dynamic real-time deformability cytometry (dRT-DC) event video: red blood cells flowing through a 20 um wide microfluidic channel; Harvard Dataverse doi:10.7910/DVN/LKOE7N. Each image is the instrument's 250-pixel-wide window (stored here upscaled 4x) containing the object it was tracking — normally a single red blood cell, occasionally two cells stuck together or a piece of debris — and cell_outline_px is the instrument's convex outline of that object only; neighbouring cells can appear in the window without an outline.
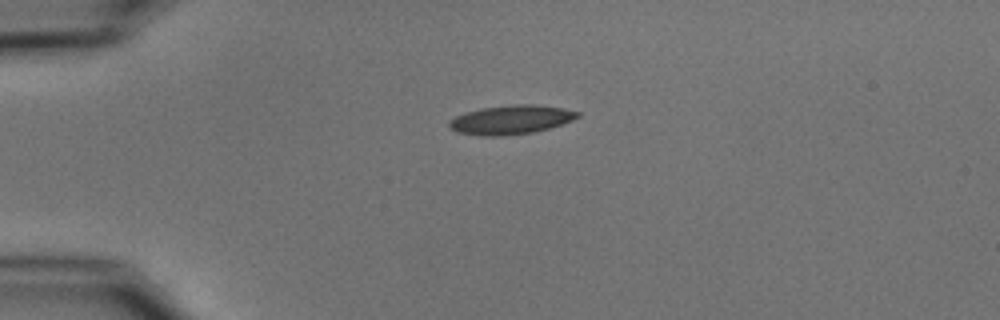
{"species": "common noctule bat (a hibernating species)", "species_latin": "Nyctalus noctula", "temperature_condition": "cold", "stored_images_in_passage": 3, "camera_frame_rate_fps": 3000, "um_per_image_px": 0.085, "animal": {"sex": "male", "body_mass_g": 15.6}, "frame": {"image": 1, "passage_image": 1, "time_ms": 0.0, "image_size_px": [1000, 320], "cell_outline_px": [[580, 116], [572, 120], [548, 128], [532, 132], [504, 136], [480, 136], [456, 132], [448, 128], [448, 120], [464, 112], [480, 108], [512, 104], [532, 104], [564, 108], [580, 112]], "centroid_in_image_um": [43.37, 10.17], "position_along_channel_um": 41.6, "area_um2": 21.91}}